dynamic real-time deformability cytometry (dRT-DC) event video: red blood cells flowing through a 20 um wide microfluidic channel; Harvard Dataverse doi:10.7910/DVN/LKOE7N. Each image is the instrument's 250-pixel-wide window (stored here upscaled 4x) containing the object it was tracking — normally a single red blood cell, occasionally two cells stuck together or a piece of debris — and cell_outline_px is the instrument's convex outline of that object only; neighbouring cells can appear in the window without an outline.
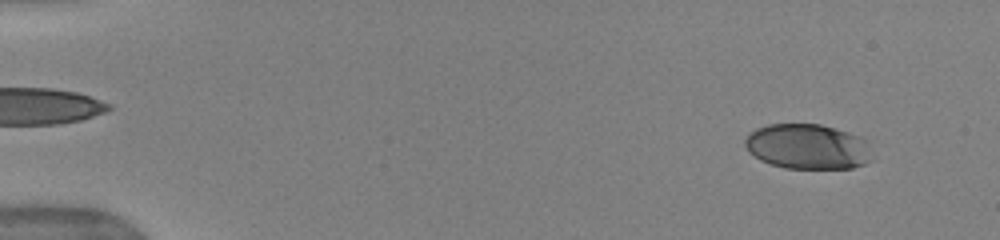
{"species": "human", "species_latin": "Homo sapiens", "temperature_condition": "warm", "stored_images_in_passage": 51, "camera_frame_rate_fps": 3000, "um_per_image_px": 0.085, "donor": {"sex": "female"}, "frame": {"image": 1, "passage_image": 4, "time_ms": 1.0, "image_size_px": [1000, 240], "cell_outline_px": [[872, 160], [864, 164], [852, 168], [784, 168], [760, 160], [748, 152], [744, 144], [744, 140], [748, 132], [756, 128], [768, 124], [820, 124], [864, 136], [868, 140]], "centroid_in_image_um": [68.66, 12.45], "position_along_channel_um": 16.3, "area_um2": 33.93}}
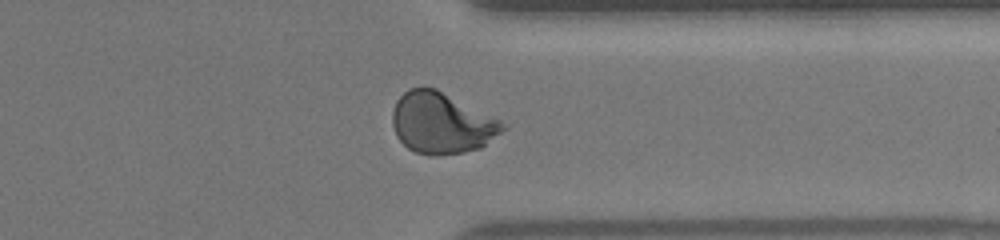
{"frame": {"image": 2, "passage_image": 41, "time_ms": 13.333, "image_size_px": [1000, 240], "cell_outline_px": [[508, 128], [480, 148], [464, 152], [440, 156], [428, 156], [416, 152], [408, 148], [396, 136], [392, 124], [392, 112], [396, 100], [408, 88], [436, 88], [508, 124]], "centroid_in_image_um": [37.54, 10.48], "position_along_channel_um": 373.9, "area_um2": 39.42}}
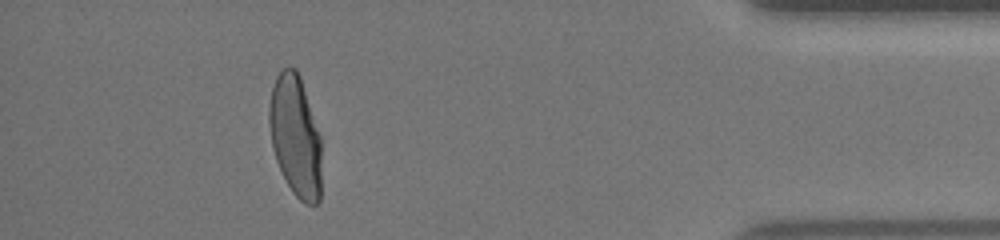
{"frame": {"image": 3, "passage_image": 47, "time_ms": 15.333, "image_size_px": [1000, 240], "cell_outline_px": [[320, 200], [316, 204], [304, 204], [292, 192], [276, 160], [272, 144], [268, 120], [268, 108], [272, 88], [276, 76], [284, 68], [296, 68], [300, 76], [320, 136]], "centroid_in_image_um": [25.09, 11.57], "position_along_channel_um": 410.1, "area_um2": 36.59}, "authors_computed_cell_mechanics": {"area_um2": 37.5122, "velocity_mm_per_s": 3.9368, "shape_relaxation_time_tau1_ms": 5.3743, "shape_relaxation_time_tau2_ms": null, "deformation_change_tau1": 0.2119, "deformation_change_tau2": null}}